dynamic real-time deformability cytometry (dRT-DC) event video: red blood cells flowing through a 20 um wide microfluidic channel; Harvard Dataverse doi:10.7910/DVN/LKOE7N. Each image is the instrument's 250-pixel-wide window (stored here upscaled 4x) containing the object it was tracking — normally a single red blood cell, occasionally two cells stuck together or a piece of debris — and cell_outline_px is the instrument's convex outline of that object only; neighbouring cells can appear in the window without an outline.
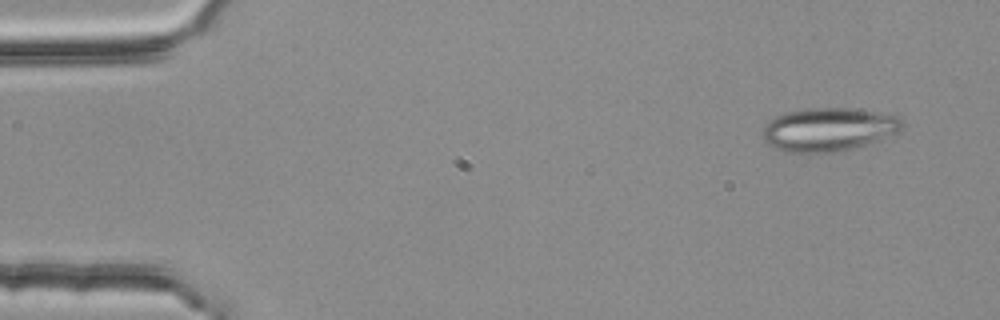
{"species": "common noctule bat (a hibernating species)", "species_latin": "Nyctalus noctula", "temperature_condition": "room temperature", "stored_images_in_passage": 52, "segment_of_instrument_passage": [1, 2], "camera_frame_rate_fps": 3000, "um_per_image_px": 0.085, "animal": {"sex": "female", "body_mass_g": 25.1}, "frame": {"image": 1, "passage_image": 2, "time_ms": 0.333, "image_size_px": [1000, 320], "cell_outline_px": [[904, 128], [900, 132], [884, 140], [832, 152], [788, 152], [776, 148], [768, 144], [764, 140], [764, 124], [768, 120], [776, 116], [788, 112], [808, 108], [852, 108], [900, 116], [904, 120]], "centroid_in_image_um": [70.5, 10.99], "position_along_channel_um": 14.5, "area_um2": 35.49}}